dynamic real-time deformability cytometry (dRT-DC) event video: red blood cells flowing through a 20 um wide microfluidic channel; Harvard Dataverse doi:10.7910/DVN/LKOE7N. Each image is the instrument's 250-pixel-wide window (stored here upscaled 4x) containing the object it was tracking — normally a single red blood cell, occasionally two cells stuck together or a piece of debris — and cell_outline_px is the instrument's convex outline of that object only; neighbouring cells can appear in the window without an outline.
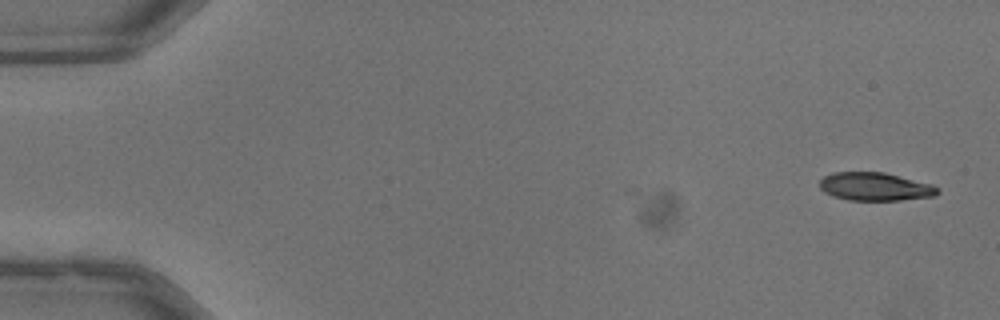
{"species": "common noctule bat (a hibernating species)", "species_latin": "Nyctalus noctula", "temperature_condition": "warm", "stored_images_in_passage": 2, "camera_frame_rate_fps": 3000, "um_per_image_px": 0.085, "animal": {"sex": "male", "body_mass_g": 13.3}, "frame": {"image": 1, "passage_image": 2, "time_ms": 0.333, "image_size_px": [1000, 320], "cell_outline_px": [[940, 192], [936, 196], [900, 200], [848, 200], [832, 196], [824, 192], [820, 188], [820, 180], [824, 176], [832, 172], [884, 172], [932, 184]], "centroid_in_image_um": [74.37, 15.86], "position_along_channel_um": 10.6, "area_um2": 19.42}}